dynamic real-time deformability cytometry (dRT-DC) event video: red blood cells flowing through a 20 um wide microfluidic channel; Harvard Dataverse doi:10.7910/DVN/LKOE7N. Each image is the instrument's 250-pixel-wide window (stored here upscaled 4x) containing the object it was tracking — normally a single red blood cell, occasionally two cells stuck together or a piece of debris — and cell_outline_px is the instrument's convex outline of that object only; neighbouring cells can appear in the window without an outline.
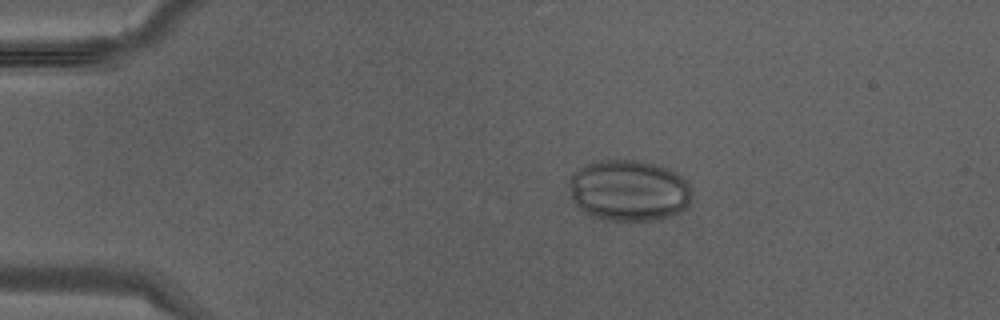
{"species": "Egyptian fruit bat (a non-hibernating species)", "species_latin": "Rousettus aegyptiacus", "temperature_condition": "warm", "stored_images_in_passage": 32, "camera_frame_rate_fps": 3000, "um_per_image_px": 0.085, "animal": {"sex": "male"}, "frame": {"image": 1, "passage_image": 1, "time_ms": 0.0, "image_size_px": [1000, 320], "cell_outline_px": [[692, 200], [688, 208], [672, 216], [656, 220], [600, 220], [588, 216], [572, 200], [568, 184], [568, 180], [572, 172], [588, 164], [600, 160], [636, 160], [656, 164], [668, 168], [676, 172], [688, 180], [692, 192]], "centroid_in_image_um": [53.47, 16.2], "position_along_channel_um": 31.5, "area_um2": 44.68}}